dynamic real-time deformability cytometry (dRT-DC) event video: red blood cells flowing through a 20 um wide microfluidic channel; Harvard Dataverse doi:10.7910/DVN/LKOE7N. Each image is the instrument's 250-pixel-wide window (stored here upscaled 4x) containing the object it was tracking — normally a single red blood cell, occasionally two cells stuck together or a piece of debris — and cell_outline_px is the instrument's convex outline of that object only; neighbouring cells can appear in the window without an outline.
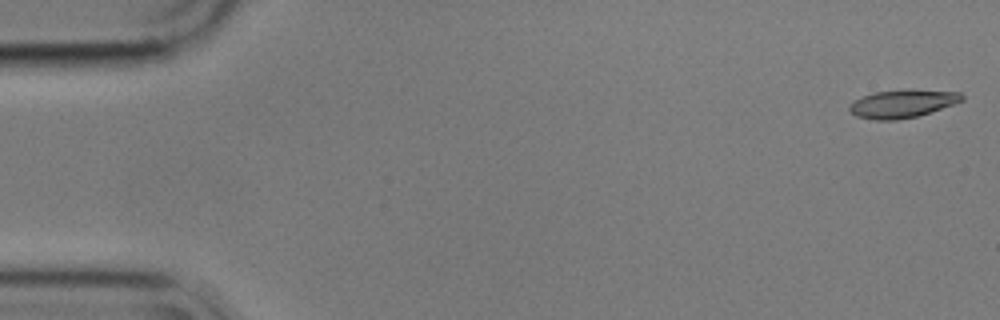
{"species": "common noctule bat (a hibernating species)", "species_latin": "Nyctalus noctula", "temperature_condition": "cold", "stored_images_in_passage": 10, "camera_frame_rate_fps": 3000, "um_per_image_px": 0.085, "animal": {"sex": "male", "body_mass_g": 17.9}, "frame": {"image": 1, "passage_image": 1, "time_ms": 0.0, "image_size_px": [1000, 320], "cell_outline_px": [[964, 100], [916, 116], [896, 120], [876, 120], [856, 116], [848, 108], [856, 100], [872, 92], [908, 88], [912, 88], [960, 92], [964, 96]], "centroid_in_image_um": [76.73, 8.78], "position_along_channel_um": 8.3, "area_um2": 18.38}}